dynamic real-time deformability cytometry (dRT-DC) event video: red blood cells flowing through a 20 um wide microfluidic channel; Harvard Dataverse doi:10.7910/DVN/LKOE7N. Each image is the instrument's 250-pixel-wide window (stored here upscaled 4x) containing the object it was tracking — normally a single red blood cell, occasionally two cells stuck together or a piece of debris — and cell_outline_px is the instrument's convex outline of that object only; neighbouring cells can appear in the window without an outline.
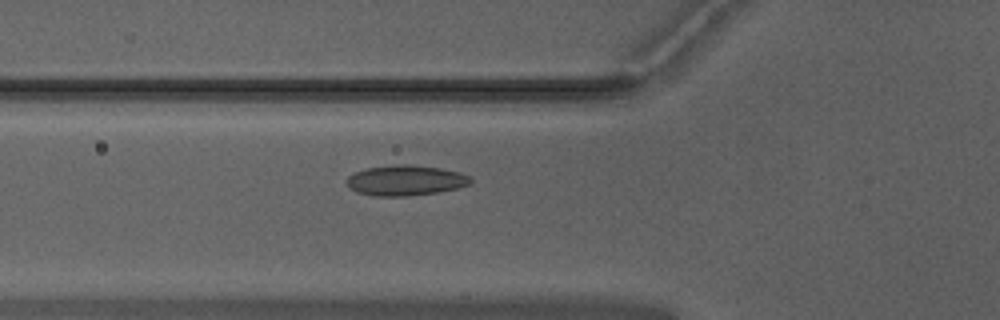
{"species": "Egyptian fruit bat (a non-hibernating species)", "species_latin": "Rousettus aegyptiacus", "temperature_condition": "warm", "stored_images_in_passage": 36, "camera_frame_rate_fps": 3000, "um_per_image_px": 0.085, "animal": {"sex": "male"}, "frame": {"image": 1, "passage_image": 3, "time_ms": 0.667, "image_size_px": [1000, 320], "cell_outline_px": [[472, 184], [456, 188], [436, 192], [408, 196], [372, 196], [356, 192], [348, 188], [344, 180], [352, 172], [368, 168], [400, 164], [408, 164], [440, 168], [460, 172], [468, 176], [472, 180]], "centroid_in_image_um": [34.41, 15.34], "position_along_channel_um": 91.4, "area_um2": 22.08}}
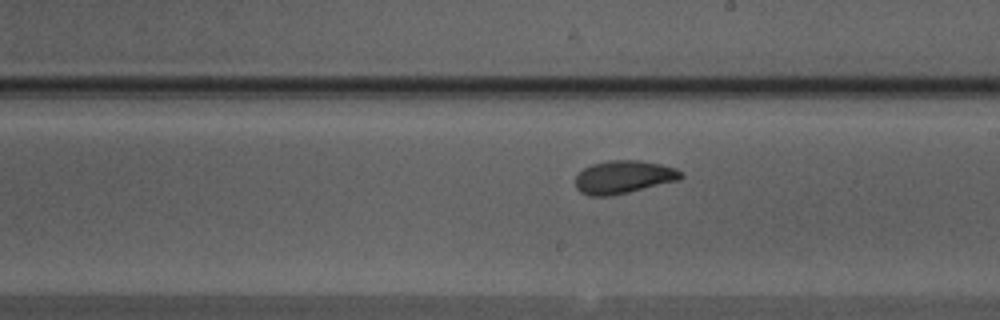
{"frame": {"image": 2, "passage_image": 14, "time_ms": 4.333, "image_size_px": [1000, 320], "cell_outline_px": [[684, 176], [680, 180], [612, 196], [588, 196], [580, 192], [576, 188], [576, 176], [584, 168], [592, 164], [608, 160], [640, 160], [660, 164], [676, 168], [684, 172]], "centroid_in_image_um": [53.03, 15.05], "position_along_channel_um": 236.0, "area_um2": 20.52}}
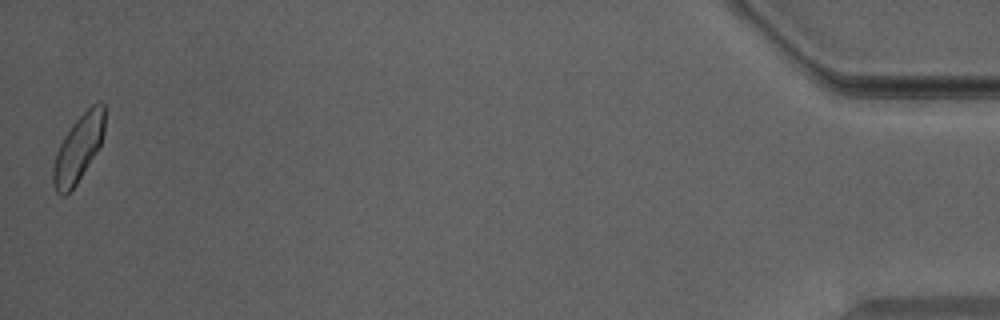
{"frame": {"image": 3, "passage_image": 36, "time_ms": 11.667, "image_size_px": [1000, 320], "cell_outline_px": [[104, 132], [100, 144], [96, 152], [76, 184], [64, 196], [60, 196], [56, 192], [52, 184], [52, 168], [56, 152], [64, 136], [72, 124], [92, 104], [100, 100], [104, 104]], "centroid_in_image_um": [6.63, 12.62], "position_along_channel_um": 428.6, "area_um2": 19.94}, "authors_computed_cell_mechanics": {"area_um2": 20.23, "velocity_mm_per_s": 3.9404, "shape_relaxation_time_tau1_ms": 4.3651, "shape_relaxation_time_tau2_ms": 1.6056, "deformation_change_tau1": 0.1037, "deformation_change_tau2": 0.0655}}